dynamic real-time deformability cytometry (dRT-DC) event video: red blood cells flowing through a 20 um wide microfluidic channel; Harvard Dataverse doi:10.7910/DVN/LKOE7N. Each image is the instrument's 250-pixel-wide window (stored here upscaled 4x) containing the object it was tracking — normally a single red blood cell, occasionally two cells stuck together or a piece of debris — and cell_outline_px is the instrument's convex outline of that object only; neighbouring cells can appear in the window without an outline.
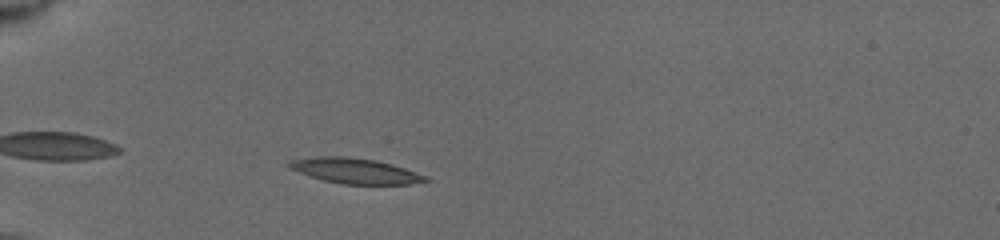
{"species": "common noctule bat (a hibernating species)", "species_latin": "Nyctalus noctula", "temperature_condition": "cold", "stored_images_in_passage": 23, "camera_frame_rate_fps": 3000, "um_per_image_px": 0.085, "animal": {"sex": "female", "body_mass_g": 19.5, "forearm_length_mm": 54.1}, "frame": {"image": 1, "passage_image": 5, "time_ms": 1.0, "image_size_px": [1000, 240], "cell_outline_px": [[432, 180], [408, 184], [340, 184], [324, 180], [288, 168], [288, 160], [316, 156], [344, 156], [376, 160], [392, 164], [428, 176]], "centroid_in_image_um": [30.2, 14.51], "position_along_channel_um": 54.8, "area_um2": 20.11}}
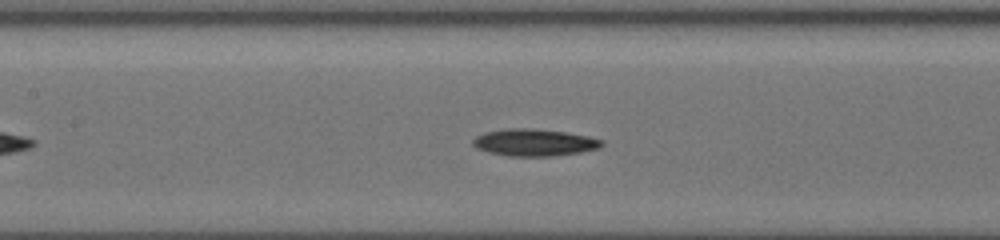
{"frame": {"image": 2, "passage_image": 17, "time_ms": 4.333, "image_size_px": [1000, 240], "cell_outline_px": [[604, 144], [600, 148], [580, 152], [552, 156], [508, 156], [488, 152], [476, 148], [472, 144], [472, 140], [476, 136], [484, 132], [504, 128], [532, 128], [564, 132], [588, 136], [604, 140]], "centroid_in_image_um": [45.4, 12.11], "position_along_channel_um": 162.0, "area_um2": 20.46}}
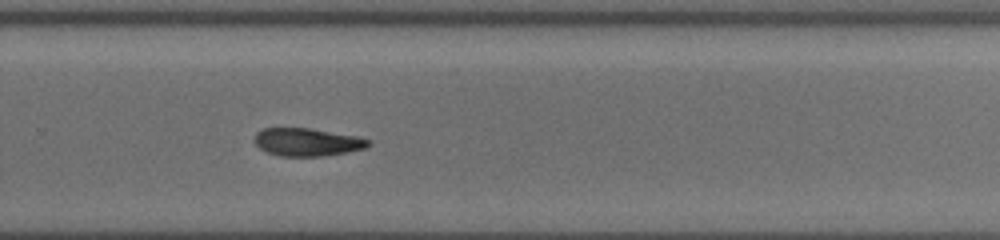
{"frame": {"image": 3, "passage_image": 23, "time_ms": 8.0, "image_size_px": [1000, 240], "cell_outline_px": [[372, 144], [364, 148], [324, 156], [280, 156], [268, 152], [260, 148], [256, 144], [256, 132], [264, 128], [308, 128], [356, 136], [372, 140]], "centroid_in_image_um": [26.13, 12.07], "position_along_channel_um": 303.7, "area_um2": 18.26}}